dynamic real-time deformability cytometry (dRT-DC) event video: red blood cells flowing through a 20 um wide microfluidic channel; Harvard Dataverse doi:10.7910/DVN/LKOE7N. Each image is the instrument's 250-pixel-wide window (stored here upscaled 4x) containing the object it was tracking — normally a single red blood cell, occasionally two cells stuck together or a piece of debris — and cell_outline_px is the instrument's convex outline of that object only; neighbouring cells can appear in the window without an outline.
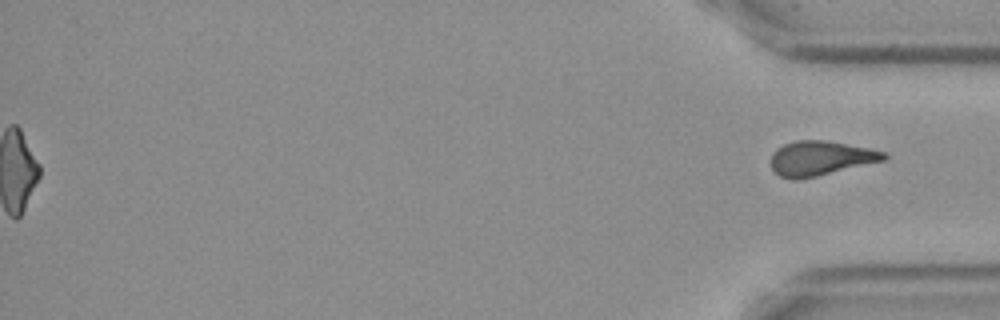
{"species": "Egyptian fruit bat (a non-hibernating species)", "species_latin": "Rousettus aegyptiacus", "temperature_condition": "cold", "stored_images_in_passage": 52, "segment_of_instrument_passage": [2, 2], "camera_frame_rate_fps": 3000, "um_per_image_px": 0.085, "frame": {"image": 1, "passage_image": 52, "time_ms": 17.0, "image_size_px": [1000, 320], "cell_outline_px": [[888, 160], [816, 176], [796, 180], [792, 180], [780, 176], [772, 168], [772, 152], [776, 148], [784, 144], [796, 140], [824, 140], [868, 148], [884, 152], [888, 156]], "centroid_in_image_um": [69.75, 13.45], "position_along_channel_um": 365.4, "area_um2": 22.72}}